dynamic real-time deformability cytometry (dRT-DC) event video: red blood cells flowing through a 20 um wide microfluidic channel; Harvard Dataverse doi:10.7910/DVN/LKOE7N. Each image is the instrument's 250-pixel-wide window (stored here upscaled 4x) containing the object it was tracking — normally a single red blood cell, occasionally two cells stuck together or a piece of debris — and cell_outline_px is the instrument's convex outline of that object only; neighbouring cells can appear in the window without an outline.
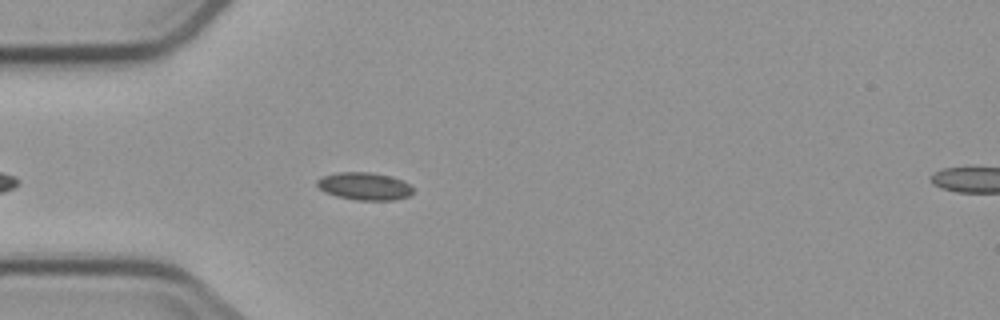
{"species": "common noctule bat (a hibernating species)", "species_latin": "Nyctalus noctula", "temperature_condition": "cold", "stored_images_in_passage": 4, "segment_of_instrument_passage": [1, 2], "camera_frame_rate_fps": 3000, "um_per_image_px": 0.085, "animal": {"sex": "male", "body_mass_g": 23.1, "forearm_length_mm": 52.7}, "frame": {"image": 1, "passage_image": 3, "time_ms": 2.667, "image_size_px": [1000, 320], "cell_outline_px": [[412, 192], [408, 196], [392, 200], [356, 200], [336, 196], [324, 192], [316, 184], [316, 180], [324, 176], [336, 172], [372, 172], [392, 176], [404, 180], [412, 188]], "centroid_in_image_um": [30.97, 15.82], "position_along_channel_um": 54.0, "area_um2": 15.49}}